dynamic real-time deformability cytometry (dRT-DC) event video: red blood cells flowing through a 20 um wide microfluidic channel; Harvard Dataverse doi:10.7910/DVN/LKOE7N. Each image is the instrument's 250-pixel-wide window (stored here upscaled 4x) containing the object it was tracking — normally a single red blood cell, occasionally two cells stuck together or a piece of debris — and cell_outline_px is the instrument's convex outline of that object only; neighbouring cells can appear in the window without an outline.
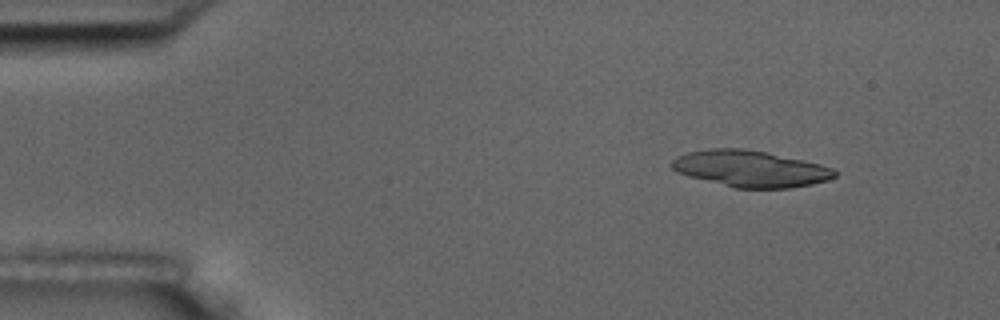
{"species": "common noctule bat (a hibernating species)", "species_latin": "Nyctalus noctula", "temperature_condition": "room temperature", "stored_images_in_passage": 4, "camera_frame_rate_fps": 3000, "um_per_image_px": 0.085, "animal": {"sex": "male", "body_mass_g": 17.5, "forearm_length_mm": 52.3}, "frame": {"image": 1, "passage_image": 1, "time_ms": 0.0, "image_size_px": [1000, 320], "cell_outline_px": [[836, 176], [828, 180], [812, 184], [792, 188], [736, 188], [688, 176], [676, 172], [672, 168], [672, 160], [676, 156], [688, 152], [712, 148], [744, 148], [764, 152], [820, 164], [832, 168], [836, 172]], "centroid_in_image_um": [63.76, 14.34], "position_along_channel_um": 21.2, "area_um2": 34.33}}